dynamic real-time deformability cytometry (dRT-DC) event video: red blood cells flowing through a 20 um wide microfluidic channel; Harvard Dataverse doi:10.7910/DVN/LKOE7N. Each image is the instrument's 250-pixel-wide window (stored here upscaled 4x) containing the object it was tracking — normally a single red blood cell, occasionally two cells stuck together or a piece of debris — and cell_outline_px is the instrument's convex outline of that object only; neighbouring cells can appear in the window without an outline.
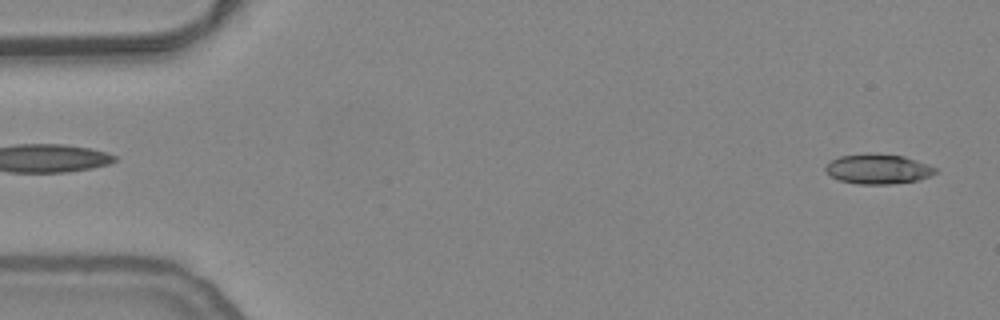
{"species": "common noctule bat (a hibernating species)", "species_latin": "Nyctalus noctula", "temperature_condition": "warm", "stored_images_in_passage": 54, "segment_of_instrument_passage": [1, 2], "camera_frame_rate_fps": 3000, "um_per_image_px": 0.085, "animal": {"sex": "female", "body_mass_g": 24.6, "forearm_length_mm": 56.2}, "frame": {"image": 1, "passage_image": 2, "time_ms": 0.333, "image_size_px": [1000, 320], "cell_outline_px": [[936, 172], [928, 176], [916, 180], [892, 184], [860, 184], [840, 180], [832, 176], [824, 168], [832, 160], [840, 156], [868, 152], [872, 152], [904, 156], [928, 164], [936, 168]], "centroid_in_image_um": [74.63, 14.34], "position_along_channel_um": 10.4, "area_um2": 19.02}}
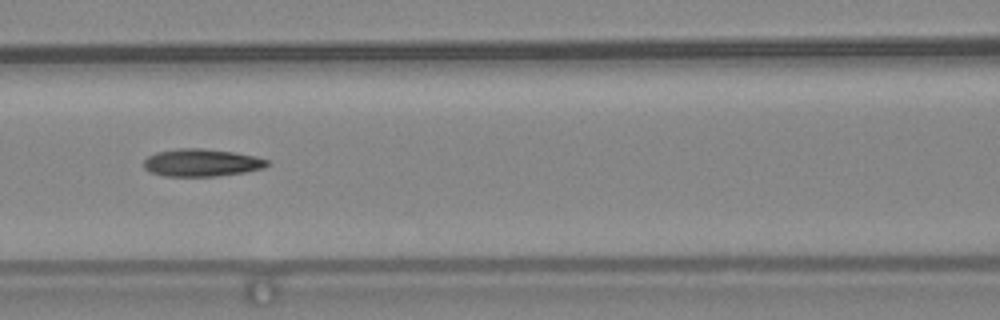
{"frame": {"image": 2, "passage_image": 23, "time_ms": 7.333, "image_size_px": [1000, 320], "cell_outline_px": [[272, 164], [264, 168], [244, 172], [216, 176], [164, 176], [148, 172], [144, 168], [144, 160], [148, 156], [156, 152], [180, 148], [200, 148], [232, 152], [256, 156], [268, 160]], "centroid_in_image_um": [17.13, 13.83], "position_along_channel_um": 149.5, "area_um2": 19.88}}
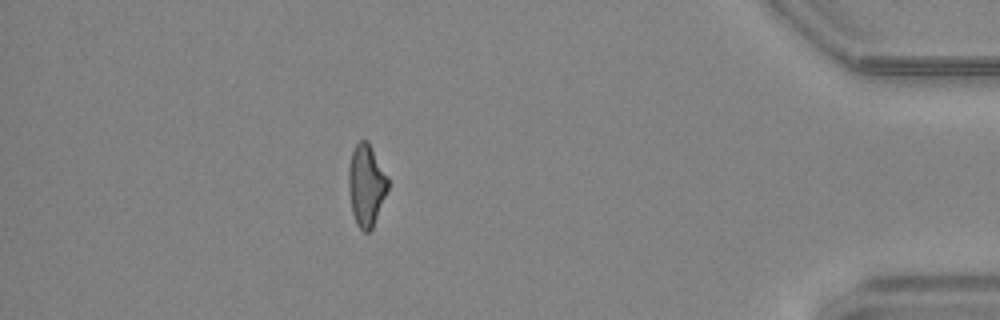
{"frame": {"image": 3, "passage_image": 47, "time_ms": 15.333, "image_size_px": [1000, 320], "cell_outline_px": [[388, 188], [372, 228], [368, 232], [364, 232], [356, 224], [352, 212], [348, 188], [348, 168], [352, 152], [356, 144], [360, 140], [368, 140], [388, 176]], "centroid_in_image_um": [31.12, 15.72], "position_along_channel_um": 404.1, "area_um2": 18.73}}